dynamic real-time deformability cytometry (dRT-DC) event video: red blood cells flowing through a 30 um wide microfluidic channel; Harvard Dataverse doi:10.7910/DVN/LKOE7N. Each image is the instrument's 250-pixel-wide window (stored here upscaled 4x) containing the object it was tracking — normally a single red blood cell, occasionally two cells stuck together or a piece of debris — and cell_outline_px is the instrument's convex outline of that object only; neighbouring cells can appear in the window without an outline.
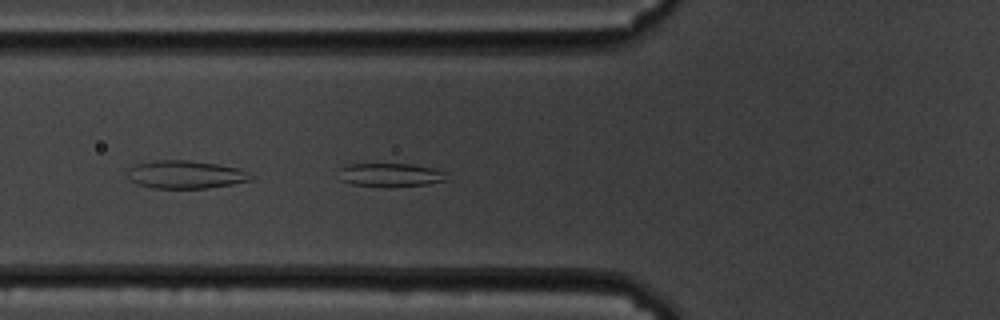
{"species": "common noctule bat (a hibernating species)", "species_latin": "Nyctalus noctula", "temperature_condition": "cold", "stored_images_in_passage": 20, "camera_frame_rate_fps": 3000, "um_per_image_px": 0.085, "animal": {"sex": "male", "body_mass_g": 19.5, "forearm_length_mm": 54.6}, "frame": {"image": 1, "passage_image": 9, "time_ms": 2.667, "image_size_px": [1000, 320], "cell_outline_px": [[448, 180], [428, 184], [388, 188], [352, 184], [340, 180], [340, 168], [348, 164], [412, 164], [436, 168], [444, 172]], "centroid_in_image_um": [33.21, 14.88], "position_along_channel_um": 92.6, "area_um2": 15.09}}